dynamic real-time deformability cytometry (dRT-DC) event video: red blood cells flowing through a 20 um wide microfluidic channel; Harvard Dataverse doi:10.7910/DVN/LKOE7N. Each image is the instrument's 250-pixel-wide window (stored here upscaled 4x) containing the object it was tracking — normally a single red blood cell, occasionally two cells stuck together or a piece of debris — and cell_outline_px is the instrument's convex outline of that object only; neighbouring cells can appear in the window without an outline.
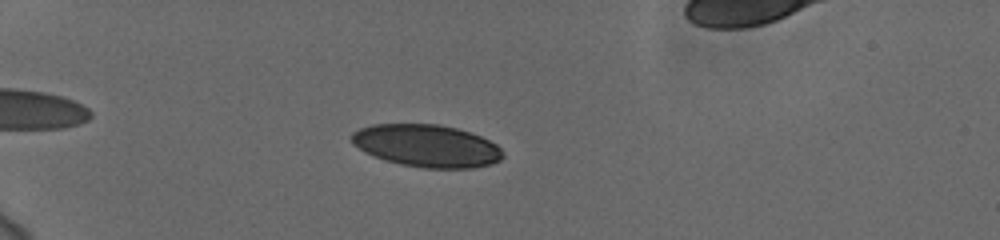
{"species": "human", "species_latin": "Homo sapiens", "temperature_condition": "cold", "stored_images_in_passage": 42, "camera_frame_rate_fps": 3000, "um_per_image_px": 0.085, "donor": {"sex": "female"}, "frame": {"image": 1, "passage_image": 2, "time_ms": 0.333, "image_size_px": [1000, 240], "cell_outline_px": [[504, 156], [500, 160], [492, 164], [472, 168], [424, 168], [400, 164], [384, 160], [364, 152], [352, 144], [352, 132], [360, 128], [372, 124], [440, 124], [456, 128], [480, 136], [496, 144], [504, 152]], "centroid_in_image_um": [36.26, 12.39], "position_along_channel_um": 48.7, "area_um2": 37.51}}
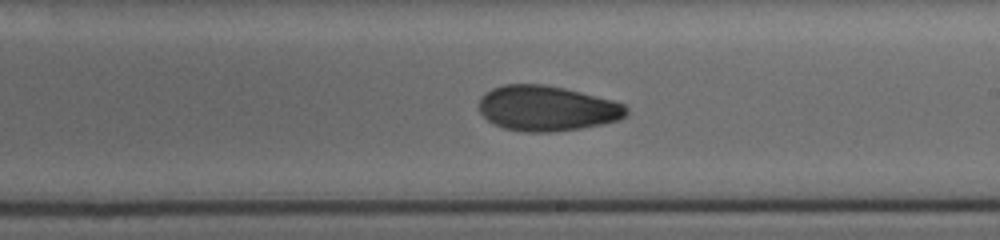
{"frame": {"image": 2, "passage_image": 21, "time_ms": 6.667, "image_size_px": [1000, 240], "cell_outline_px": [[628, 112], [620, 120], [580, 128], [548, 132], [524, 132], [504, 128], [488, 120], [480, 112], [480, 100], [492, 88], [504, 84], [544, 84], [564, 88], [612, 100], [624, 104], [628, 108]], "centroid_in_image_um": [46.5, 9.21], "position_along_channel_um": 242.5, "area_um2": 38.49}}
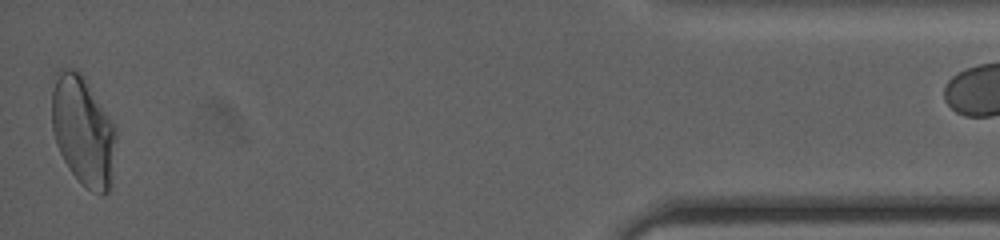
{"frame": {"image": 3, "passage_image": 41, "time_ms": 13.333, "image_size_px": [1000, 240], "cell_outline_px": [[116, 140], [112, 184], [108, 192], [104, 196], [100, 196], [92, 192], [68, 168], [56, 144], [52, 128], [52, 92], [56, 72], [60, 68], [72, 68], [80, 72], [84, 76], [116, 124]], "centroid_in_image_um": [7.1, 11.11], "position_along_channel_um": 428.1, "area_um2": 41.67}}